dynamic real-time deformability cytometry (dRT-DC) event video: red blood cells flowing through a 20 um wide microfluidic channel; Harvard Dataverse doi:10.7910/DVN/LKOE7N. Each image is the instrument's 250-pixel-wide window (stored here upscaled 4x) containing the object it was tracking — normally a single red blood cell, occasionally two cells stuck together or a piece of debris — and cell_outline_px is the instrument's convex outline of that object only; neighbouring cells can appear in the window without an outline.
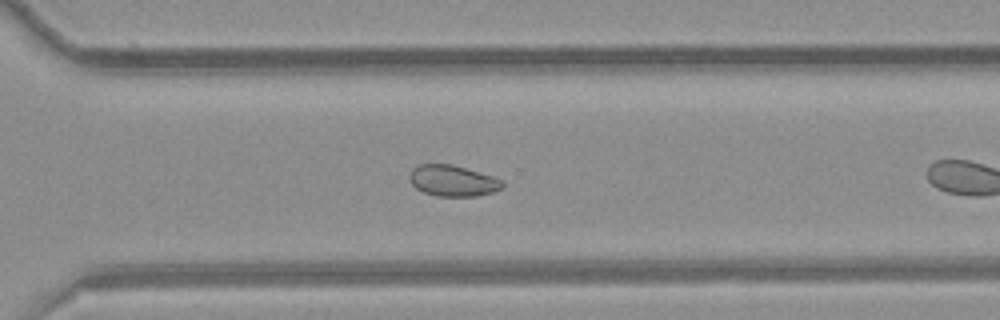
{"species": "common noctule bat (a hibernating species)", "species_latin": "Nyctalus noctula", "temperature_condition": "room temperature", "stored_images_in_passage": 38, "camera_frame_rate_fps": 3000, "um_per_image_px": 0.085, "animal": {"sex": "female", "body_mass_g": 21.9}, "frame": {"image": 1, "passage_image": 22, "time_ms": 7.0, "image_size_px": [1000, 320], "cell_outline_px": [[504, 184], [500, 188], [492, 192], [476, 196], [436, 196], [424, 192], [416, 188], [412, 184], [408, 176], [412, 168], [416, 164], [452, 164], [492, 176], [500, 180]], "centroid_in_image_um": [38.42, 15.35], "position_along_channel_um": 332.2, "area_um2": 16.7}, "authors_computed_cell_mechanics": {"area_um2": 19.4497, "velocity_mm_per_s": 3.9318, "shape_relaxation_time_tau1_ms": 6.9321, "shape_relaxation_time_tau2_ms": null, "deformation_change_tau1": 0.119, "deformation_change_tau2": null}}